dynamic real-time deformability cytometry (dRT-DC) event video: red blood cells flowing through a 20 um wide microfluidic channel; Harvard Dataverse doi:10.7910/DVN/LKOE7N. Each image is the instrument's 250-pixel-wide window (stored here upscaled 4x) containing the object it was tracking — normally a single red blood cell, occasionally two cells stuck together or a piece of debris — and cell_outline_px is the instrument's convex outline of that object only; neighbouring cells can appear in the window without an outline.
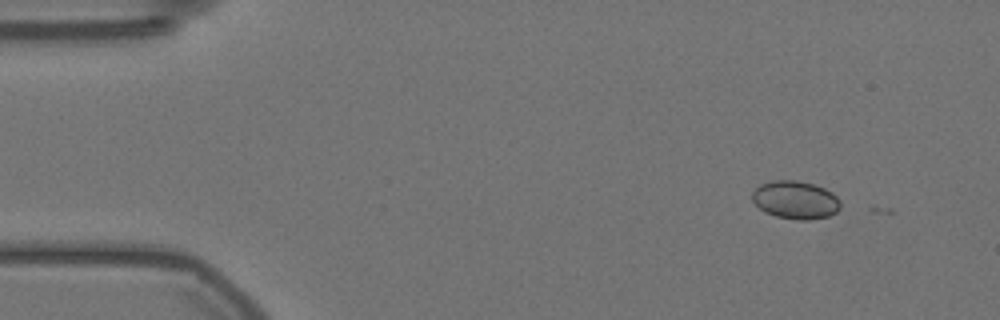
{"species": "Egyptian fruit bat (a non-hibernating species)", "species_latin": "Rousettus aegyptiacus", "temperature_condition": "warm", "stored_images_in_passage": 2, "camera_frame_rate_fps": 3000, "um_per_image_px": 0.085, "animal": {"sex": "female"}, "frame": {"image": 1, "passage_image": 1, "time_ms": 0.0, "image_size_px": [1000, 320], "cell_outline_px": [[840, 208], [836, 212], [828, 216], [808, 220], [796, 220], [776, 216], [764, 212], [752, 200], [752, 192], [760, 184], [772, 180], [796, 180], [812, 184], [824, 188], [832, 192], [840, 200]], "centroid_in_image_um": [67.6, 16.99], "position_along_channel_um": 17.4, "area_um2": 19.59}}